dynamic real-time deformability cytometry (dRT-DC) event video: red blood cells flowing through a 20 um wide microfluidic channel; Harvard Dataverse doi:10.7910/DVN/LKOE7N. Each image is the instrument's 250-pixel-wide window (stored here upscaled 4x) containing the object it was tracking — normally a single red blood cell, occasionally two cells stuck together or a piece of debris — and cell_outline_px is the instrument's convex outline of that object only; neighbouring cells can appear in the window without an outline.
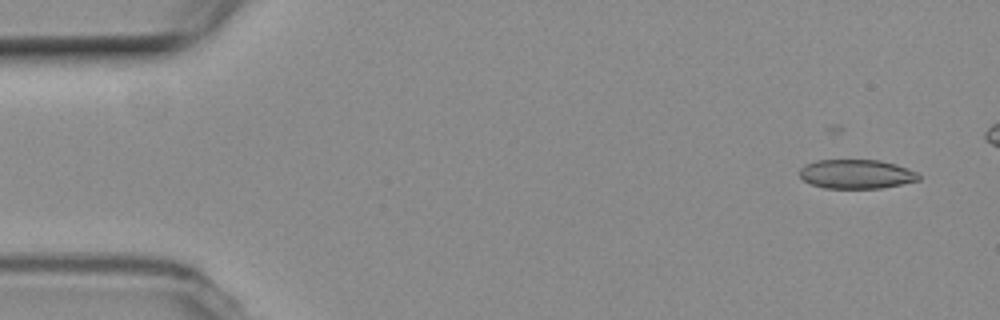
{"species": "common noctule bat (a hibernating species)", "species_latin": "Nyctalus noctula", "temperature_condition": "room temperature", "stored_images_in_passage": 46, "camera_frame_rate_fps": 3000, "um_per_image_px": 0.085, "animal": {"sex": "female", "body_mass_g": 19.3, "forearm_length_mm": 54.1}, "frame": {"image": 1, "passage_image": 1, "time_ms": 0.0, "image_size_px": [1000, 320], "cell_outline_px": [[920, 180], [880, 188], [824, 188], [812, 184], [804, 180], [800, 176], [800, 168], [804, 164], [816, 160], [880, 160], [896, 164], [916, 172], [920, 176]], "centroid_in_image_um": [72.77, 14.79], "position_along_channel_um": 12.2, "area_um2": 20.17}}
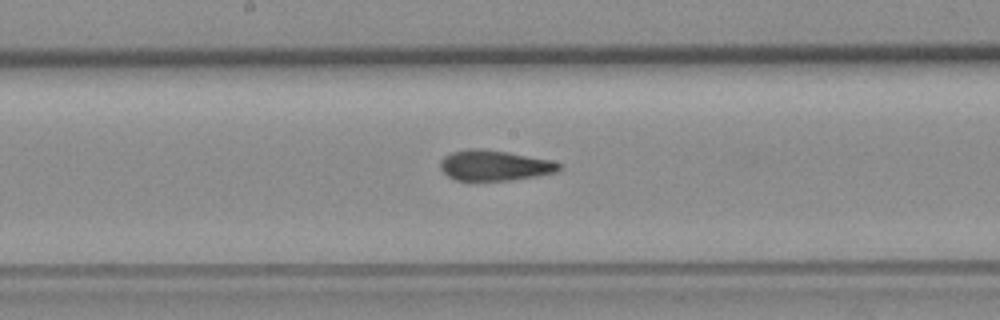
{"frame": {"image": 2, "passage_image": 26, "time_ms": 8.333, "image_size_px": [1000, 320], "cell_outline_px": [[560, 172], [512, 180], [456, 180], [448, 176], [440, 168], [440, 160], [444, 156], [452, 152], [472, 148], [480, 148], [508, 152], [552, 160], [560, 164]], "centroid_in_image_um": [42.05, 14.06], "position_along_channel_um": 206.2, "area_um2": 21.1}}
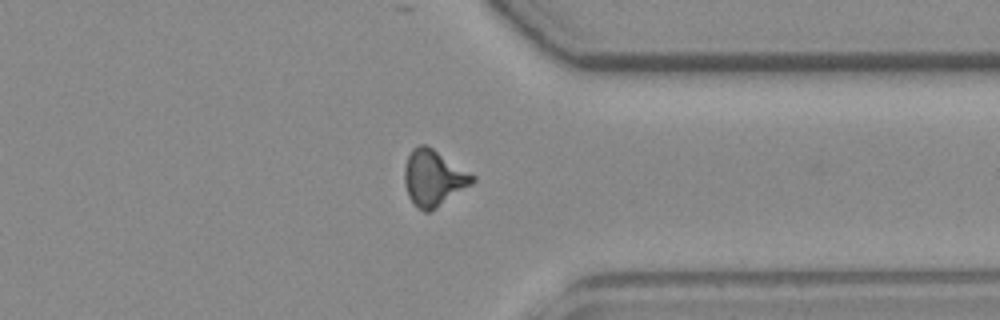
{"frame": {"image": 3, "passage_image": 40, "time_ms": 13.0, "image_size_px": [1000, 320], "cell_outline_px": [[476, 180], [472, 184], [428, 212], [424, 212], [416, 208], [408, 196], [404, 184], [404, 168], [408, 156], [412, 148], [420, 144], [424, 144], [432, 148], [476, 176]], "centroid_in_image_um": [36.82, 15.13], "position_along_channel_um": 374.6, "area_um2": 22.02}}